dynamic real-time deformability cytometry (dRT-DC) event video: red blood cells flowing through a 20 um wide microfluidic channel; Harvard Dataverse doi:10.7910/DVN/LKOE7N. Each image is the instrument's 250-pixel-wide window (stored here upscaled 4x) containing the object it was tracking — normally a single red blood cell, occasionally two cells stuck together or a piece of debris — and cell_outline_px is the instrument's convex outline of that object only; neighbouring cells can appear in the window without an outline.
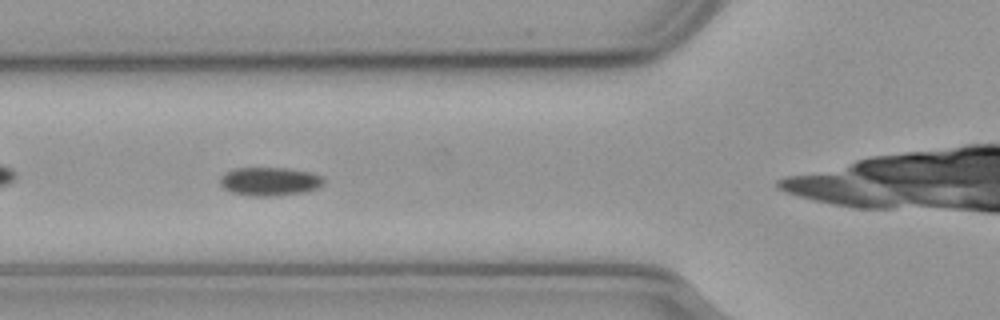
{"species": "common noctule bat (a hibernating species)", "species_latin": "Nyctalus noctula", "temperature_condition": "cold", "stored_images_in_passage": 14, "camera_frame_rate_fps": 3000, "um_per_image_px": 0.085, "animal": {"sex": "male", "body_mass_g": 23.1, "forearm_length_mm": 52.7}, "frame": {"image": 1, "passage_image": 10, "time_ms": 3.0, "image_size_px": [1000, 320], "cell_outline_px": [[324, 184], [320, 188], [304, 192], [272, 196], [248, 196], [232, 192], [224, 188], [220, 184], [220, 176], [224, 172], [236, 168], [288, 168], [312, 172], [324, 176]], "centroid_in_image_um": [22.96, 15.42], "position_along_channel_um": 102.8, "area_um2": 17.51}}